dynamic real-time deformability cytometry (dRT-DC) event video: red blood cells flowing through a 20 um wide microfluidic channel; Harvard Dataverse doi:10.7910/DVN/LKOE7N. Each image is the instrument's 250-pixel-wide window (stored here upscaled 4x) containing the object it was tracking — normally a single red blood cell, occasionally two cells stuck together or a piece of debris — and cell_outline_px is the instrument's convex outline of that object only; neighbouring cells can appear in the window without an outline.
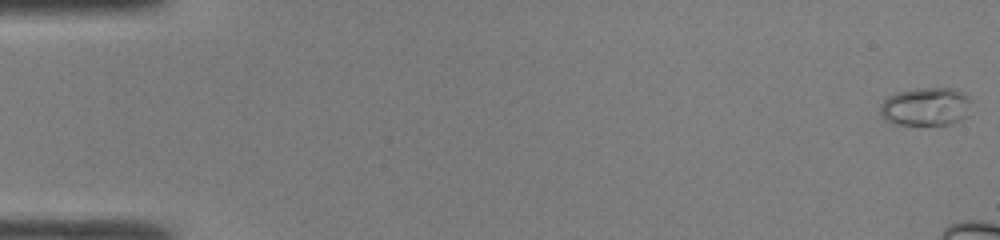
{"species": "common noctule bat (a hibernating species)", "species_latin": "Nyctalus noctula", "temperature_condition": "room temperature", "stored_images_in_passage": 10, "camera_frame_rate_fps": 3000, "um_per_image_px": 0.085, "animal": {"sex": "male", "body_mass_g": 19.0, "forearm_length_mm": 50.8}, "frame": {"image": 1, "passage_image": 1, "time_ms": 0.0, "image_size_px": [1000, 240], "cell_outline_px": [[972, 100], [968, 116], [952, 124], [892, 124], [880, 112], [880, 104], [888, 96], [896, 92], [916, 88], [956, 88], [964, 92]], "centroid_in_image_um": [78.75, 9.04], "position_along_channel_um": 6.3, "area_um2": 20.58}}